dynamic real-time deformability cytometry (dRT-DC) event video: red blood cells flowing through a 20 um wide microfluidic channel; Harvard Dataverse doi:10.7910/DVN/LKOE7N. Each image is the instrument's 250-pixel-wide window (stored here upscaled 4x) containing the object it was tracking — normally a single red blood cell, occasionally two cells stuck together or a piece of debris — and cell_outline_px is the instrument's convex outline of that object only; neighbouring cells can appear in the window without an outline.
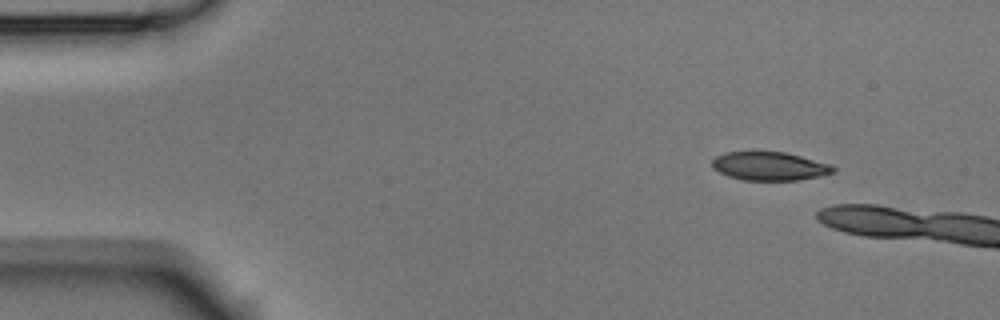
{"species": "Egyptian fruit bat (a non-hibernating species)", "species_latin": "Rousettus aegyptiacus", "temperature_condition": "room temperature", "stored_images_in_passage": 2, "camera_frame_rate_fps": 3000, "um_per_image_px": 0.085, "animal": {"sex": "male"}, "frame": {"image": 1, "passage_image": 1, "time_ms": 0.0, "image_size_px": [1000, 320], "cell_outline_px": [[836, 172], [820, 176], [796, 180], [740, 180], [728, 176], [712, 168], [712, 160], [716, 156], [724, 152], [784, 152], [832, 164], [836, 168]], "centroid_in_image_um": [65.42, 14.13], "position_along_channel_um": 19.6, "area_um2": 20.17}}